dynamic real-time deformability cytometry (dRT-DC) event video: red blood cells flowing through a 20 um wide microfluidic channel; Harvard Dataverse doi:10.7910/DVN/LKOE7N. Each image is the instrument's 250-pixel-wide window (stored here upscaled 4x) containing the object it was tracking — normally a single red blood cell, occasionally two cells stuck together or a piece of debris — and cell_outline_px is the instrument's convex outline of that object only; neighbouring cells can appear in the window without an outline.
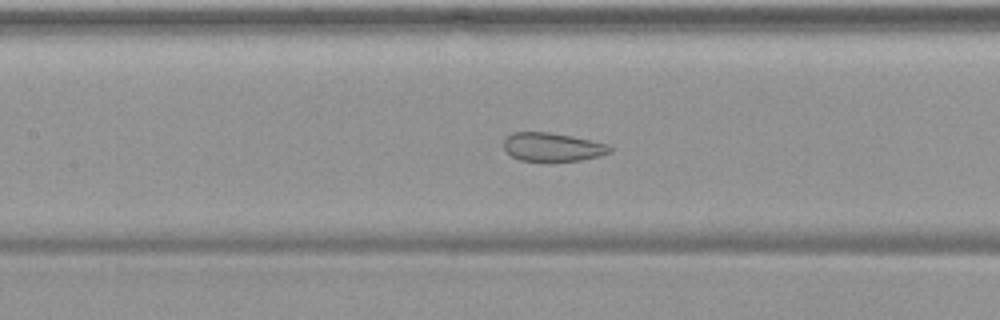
{"species": "common noctule bat (a hibernating species)", "species_latin": "Nyctalus noctula", "temperature_condition": "warm", "stored_images_in_passage": 54, "camera_frame_rate_fps": 3000, "um_per_image_px": 0.085, "animal": {"sex": "female", "body_mass_g": 19.9}, "frame": {"image": 1, "passage_image": 26, "time_ms": 8.333, "image_size_px": [1000, 320], "cell_outline_px": [[612, 152], [600, 156], [580, 160], [520, 160], [512, 156], [504, 148], [504, 140], [512, 132], [548, 132], [572, 136], [608, 144], [612, 148]], "centroid_in_image_um": [46.98, 12.48], "position_along_channel_um": 160.4, "area_um2": 17.4}}
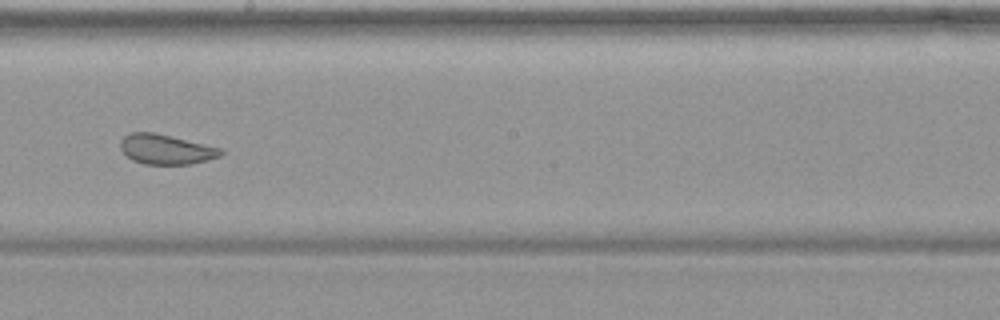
{"frame": {"image": 2, "passage_image": 32, "time_ms": 10.333, "image_size_px": [1000, 320], "cell_outline_px": [[224, 152], [220, 156], [192, 164], [144, 164], [132, 160], [120, 148], [120, 140], [124, 136], [132, 132], [156, 132], [224, 148]], "centroid_in_image_um": [14.14, 12.68], "position_along_channel_um": 234.1, "area_um2": 17.69}}
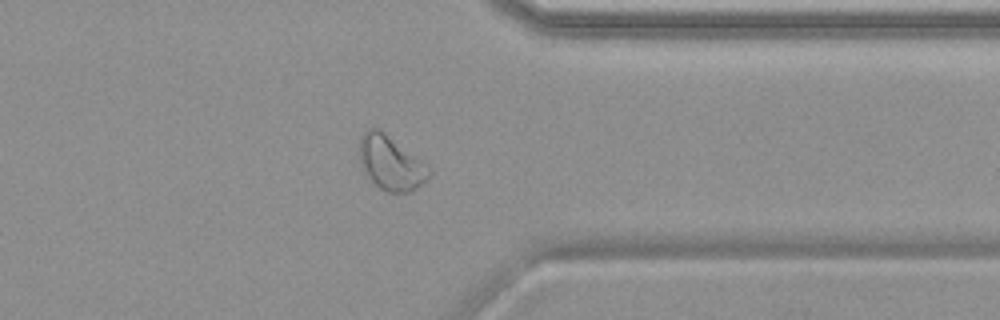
{"frame": {"image": 3, "passage_image": 44, "time_ms": 14.333, "image_size_px": [1000, 320], "cell_outline_px": [[432, 172], [416, 188], [408, 192], [388, 192], [380, 188], [368, 176], [360, 160], [360, 136], [368, 128], [380, 128], [432, 168]], "centroid_in_image_um": [33.23, 13.82], "position_along_channel_um": 378.2, "area_um2": 21.68}}